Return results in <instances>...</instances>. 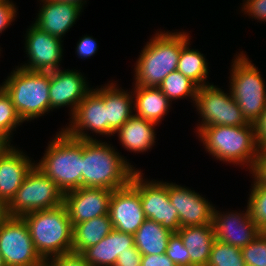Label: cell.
Here are the masks:
<instances>
[{"label":"cell","mask_w":266,"mask_h":266,"mask_svg":"<svg viewBox=\"0 0 266 266\" xmlns=\"http://www.w3.org/2000/svg\"><path fill=\"white\" fill-rule=\"evenodd\" d=\"M44 156L35 166L65 193L82 187V140L69 136L62 128L49 142Z\"/></svg>","instance_id":"5"},{"label":"cell","mask_w":266,"mask_h":266,"mask_svg":"<svg viewBox=\"0 0 266 266\" xmlns=\"http://www.w3.org/2000/svg\"><path fill=\"white\" fill-rule=\"evenodd\" d=\"M0 254L5 266H35L42 260L22 217L8 216L0 224Z\"/></svg>","instance_id":"11"},{"label":"cell","mask_w":266,"mask_h":266,"mask_svg":"<svg viewBox=\"0 0 266 266\" xmlns=\"http://www.w3.org/2000/svg\"><path fill=\"white\" fill-rule=\"evenodd\" d=\"M243 52L232 60L229 92L245 119L254 123L266 107V87L258 67Z\"/></svg>","instance_id":"7"},{"label":"cell","mask_w":266,"mask_h":266,"mask_svg":"<svg viewBox=\"0 0 266 266\" xmlns=\"http://www.w3.org/2000/svg\"><path fill=\"white\" fill-rule=\"evenodd\" d=\"M64 204V192L35 165L7 204L11 217H22L37 210H48Z\"/></svg>","instance_id":"8"},{"label":"cell","mask_w":266,"mask_h":266,"mask_svg":"<svg viewBox=\"0 0 266 266\" xmlns=\"http://www.w3.org/2000/svg\"><path fill=\"white\" fill-rule=\"evenodd\" d=\"M242 11L244 14L266 22V0H243Z\"/></svg>","instance_id":"35"},{"label":"cell","mask_w":266,"mask_h":266,"mask_svg":"<svg viewBox=\"0 0 266 266\" xmlns=\"http://www.w3.org/2000/svg\"><path fill=\"white\" fill-rule=\"evenodd\" d=\"M152 121L133 114L116 132L124 148L130 152L143 153L155 145V126Z\"/></svg>","instance_id":"24"},{"label":"cell","mask_w":266,"mask_h":266,"mask_svg":"<svg viewBox=\"0 0 266 266\" xmlns=\"http://www.w3.org/2000/svg\"><path fill=\"white\" fill-rule=\"evenodd\" d=\"M172 234L160 223L146 219L133 235L134 244L142 255H162Z\"/></svg>","instance_id":"27"},{"label":"cell","mask_w":266,"mask_h":266,"mask_svg":"<svg viewBox=\"0 0 266 266\" xmlns=\"http://www.w3.org/2000/svg\"><path fill=\"white\" fill-rule=\"evenodd\" d=\"M92 36L85 35L84 37L80 38L77 43L76 47V54L79 58H90L93 56L98 49V44Z\"/></svg>","instance_id":"39"},{"label":"cell","mask_w":266,"mask_h":266,"mask_svg":"<svg viewBox=\"0 0 266 266\" xmlns=\"http://www.w3.org/2000/svg\"><path fill=\"white\" fill-rule=\"evenodd\" d=\"M130 184L139 192L146 219L160 223L172 233H177L181 226L176 208L168 197L167 182L143 179L141 170H136Z\"/></svg>","instance_id":"10"},{"label":"cell","mask_w":266,"mask_h":266,"mask_svg":"<svg viewBox=\"0 0 266 266\" xmlns=\"http://www.w3.org/2000/svg\"><path fill=\"white\" fill-rule=\"evenodd\" d=\"M17 7L12 0L0 1V33L4 31L15 20Z\"/></svg>","instance_id":"36"},{"label":"cell","mask_w":266,"mask_h":266,"mask_svg":"<svg viewBox=\"0 0 266 266\" xmlns=\"http://www.w3.org/2000/svg\"><path fill=\"white\" fill-rule=\"evenodd\" d=\"M201 124L197 125L196 132L202 127L211 126H241L248 125L231 93H224L214 84H208L197 89L195 101Z\"/></svg>","instance_id":"9"},{"label":"cell","mask_w":266,"mask_h":266,"mask_svg":"<svg viewBox=\"0 0 266 266\" xmlns=\"http://www.w3.org/2000/svg\"><path fill=\"white\" fill-rule=\"evenodd\" d=\"M7 77L0 86L23 122L50 112V72L29 71L18 65Z\"/></svg>","instance_id":"6"},{"label":"cell","mask_w":266,"mask_h":266,"mask_svg":"<svg viewBox=\"0 0 266 266\" xmlns=\"http://www.w3.org/2000/svg\"><path fill=\"white\" fill-rule=\"evenodd\" d=\"M142 254L135 247L129 248V251L119 254L116 265L118 266H141Z\"/></svg>","instance_id":"41"},{"label":"cell","mask_w":266,"mask_h":266,"mask_svg":"<svg viewBox=\"0 0 266 266\" xmlns=\"http://www.w3.org/2000/svg\"><path fill=\"white\" fill-rule=\"evenodd\" d=\"M52 1H56V2H67V3L77 4L82 9H83L84 4L86 3L85 0H52Z\"/></svg>","instance_id":"45"},{"label":"cell","mask_w":266,"mask_h":266,"mask_svg":"<svg viewBox=\"0 0 266 266\" xmlns=\"http://www.w3.org/2000/svg\"><path fill=\"white\" fill-rule=\"evenodd\" d=\"M206 266H246L241 249L218 240L212 246Z\"/></svg>","instance_id":"30"},{"label":"cell","mask_w":266,"mask_h":266,"mask_svg":"<svg viewBox=\"0 0 266 266\" xmlns=\"http://www.w3.org/2000/svg\"><path fill=\"white\" fill-rule=\"evenodd\" d=\"M0 137H6V136L0 131Z\"/></svg>","instance_id":"48"},{"label":"cell","mask_w":266,"mask_h":266,"mask_svg":"<svg viewBox=\"0 0 266 266\" xmlns=\"http://www.w3.org/2000/svg\"><path fill=\"white\" fill-rule=\"evenodd\" d=\"M42 7L33 23L39 29L60 39L74 26L82 8L77 4L40 0Z\"/></svg>","instance_id":"19"},{"label":"cell","mask_w":266,"mask_h":266,"mask_svg":"<svg viewBox=\"0 0 266 266\" xmlns=\"http://www.w3.org/2000/svg\"><path fill=\"white\" fill-rule=\"evenodd\" d=\"M253 126L256 145L260 150L266 149V107Z\"/></svg>","instance_id":"40"},{"label":"cell","mask_w":266,"mask_h":266,"mask_svg":"<svg viewBox=\"0 0 266 266\" xmlns=\"http://www.w3.org/2000/svg\"><path fill=\"white\" fill-rule=\"evenodd\" d=\"M36 252L42 259L72 252L73 226L66 206L37 210L22 216Z\"/></svg>","instance_id":"4"},{"label":"cell","mask_w":266,"mask_h":266,"mask_svg":"<svg viewBox=\"0 0 266 266\" xmlns=\"http://www.w3.org/2000/svg\"><path fill=\"white\" fill-rule=\"evenodd\" d=\"M35 266H56L50 259H42Z\"/></svg>","instance_id":"46"},{"label":"cell","mask_w":266,"mask_h":266,"mask_svg":"<svg viewBox=\"0 0 266 266\" xmlns=\"http://www.w3.org/2000/svg\"><path fill=\"white\" fill-rule=\"evenodd\" d=\"M117 85L114 81L93 89L103 99L107 108V137L114 136L115 132L134 114L132 91H125Z\"/></svg>","instance_id":"21"},{"label":"cell","mask_w":266,"mask_h":266,"mask_svg":"<svg viewBox=\"0 0 266 266\" xmlns=\"http://www.w3.org/2000/svg\"><path fill=\"white\" fill-rule=\"evenodd\" d=\"M70 119L69 125L62 129L71 137L97 140L87 133L88 130L96 135L107 136V108L103 99L93 89L78 104Z\"/></svg>","instance_id":"13"},{"label":"cell","mask_w":266,"mask_h":266,"mask_svg":"<svg viewBox=\"0 0 266 266\" xmlns=\"http://www.w3.org/2000/svg\"><path fill=\"white\" fill-rule=\"evenodd\" d=\"M28 62L19 67L29 71L51 72L60 69L63 58V40L39 29L33 23L25 35Z\"/></svg>","instance_id":"12"},{"label":"cell","mask_w":266,"mask_h":266,"mask_svg":"<svg viewBox=\"0 0 266 266\" xmlns=\"http://www.w3.org/2000/svg\"><path fill=\"white\" fill-rule=\"evenodd\" d=\"M177 234L190 254V266H206L215 241L212 224L184 226Z\"/></svg>","instance_id":"23"},{"label":"cell","mask_w":266,"mask_h":266,"mask_svg":"<svg viewBox=\"0 0 266 266\" xmlns=\"http://www.w3.org/2000/svg\"><path fill=\"white\" fill-rule=\"evenodd\" d=\"M167 192L181 227L212 224L214 205L203 195L172 182H167Z\"/></svg>","instance_id":"17"},{"label":"cell","mask_w":266,"mask_h":266,"mask_svg":"<svg viewBox=\"0 0 266 266\" xmlns=\"http://www.w3.org/2000/svg\"><path fill=\"white\" fill-rule=\"evenodd\" d=\"M8 217L7 205L0 199V224Z\"/></svg>","instance_id":"44"},{"label":"cell","mask_w":266,"mask_h":266,"mask_svg":"<svg viewBox=\"0 0 266 266\" xmlns=\"http://www.w3.org/2000/svg\"><path fill=\"white\" fill-rule=\"evenodd\" d=\"M132 90L135 115L156 124L161 123L171 105L164 93L158 87L135 86Z\"/></svg>","instance_id":"25"},{"label":"cell","mask_w":266,"mask_h":266,"mask_svg":"<svg viewBox=\"0 0 266 266\" xmlns=\"http://www.w3.org/2000/svg\"><path fill=\"white\" fill-rule=\"evenodd\" d=\"M134 236L113 229L99 243L84 249L80 254L91 266L116 265L119 254L133 247Z\"/></svg>","instance_id":"22"},{"label":"cell","mask_w":266,"mask_h":266,"mask_svg":"<svg viewBox=\"0 0 266 266\" xmlns=\"http://www.w3.org/2000/svg\"><path fill=\"white\" fill-rule=\"evenodd\" d=\"M165 254L176 266H190V254L177 233L170 236Z\"/></svg>","instance_id":"34"},{"label":"cell","mask_w":266,"mask_h":266,"mask_svg":"<svg viewBox=\"0 0 266 266\" xmlns=\"http://www.w3.org/2000/svg\"><path fill=\"white\" fill-rule=\"evenodd\" d=\"M141 266H176L164 253L162 255H142Z\"/></svg>","instance_id":"42"},{"label":"cell","mask_w":266,"mask_h":266,"mask_svg":"<svg viewBox=\"0 0 266 266\" xmlns=\"http://www.w3.org/2000/svg\"><path fill=\"white\" fill-rule=\"evenodd\" d=\"M12 146L0 159V199L7 205L20 188L35 161Z\"/></svg>","instance_id":"20"},{"label":"cell","mask_w":266,"mask_h":266,"mask_svg":"<svg viewBox=\"0 0 266 266\" xmlns=\"http://www.w3.org/2000/svg\"><path fill=\"white\" fill-rule=\"evenodd\" d=\"M134 168L111 144L82 140V187L123 188L138 170Z\"/></svg>","instance_id":"1"},{"label":"cell","mask_w":266,"mask_h":266,"mask_svg":"<svg viewBox=\"0 0 266 266\" xmlns=\"http://www.w3.org/2000/svg\"><path fill=\"white\" fill-rule=\"evenodd\" d=\"M250 173L253 175V184H266V149L259 151Z\"/></svg>","instance_id":"38"},{"label":"cell","mask_w":266,"mask_h":266,"mask_svg":"<svg viewBox=\"0 0 266 266\" xmlns=\"http://www.w3.org/2000/svg\"><path fill=\"white\" fill-rule=\"evenodd\" d=\"M23 121L18 116L11 98L0 86V131L9 139ZM15 129V130H14Z\"/></svg>","instance_id":"31"},{"label":"cell","mask_w":266,"mask_h":266,"mask_svg":"<svg viewBox=\"0 0 266 266\" xmlns=\"http://www.w3.org/2000/svg\"><path fill=\"white\" fill-rule=\"evenodd\" d=\"M0 266H5L4 261L2 259V255L0 254Z\"/></svg>","instance_id":"47"},{"label":"cell","mask_w":266,"mask_h":266,"mask_svg":"<svg viewBox=\"0 0 266 266\" xmlns=\"http://www.w3.org/2000/svg\"><path fill=\"white\" fill-rule=\"evenodd\" d=\"M11 139L8 137H0V159L9 151L13 146L11 144Z\"/></svg>","instance_id":"43"},{"label":"cell","mask_w":266,"mask_h":266,"mask_svg":"<svg viewBox=\"0 0 266 266\" xmlns=\"http://www.w3.org/2000/svg\"><path fill=\"white\" fill-rule=\"evenodd\" d=\"M56 266H91L80 253L69 252L49 258Z\"/></svg>","instance_id":"37"},{"label":"cell","mask_w":266,"mask_h":266,"mask_svg":"<svg viewBox=\"0 0 266 266\" xmlns=\"http://www.w3.org/2000/svg\"><path fill=\"white\" fill-rule=\"evenodd\" d=\"M190 41L181 49L177 70L188 77L198 87L211 84L208 81V63L197 49L190 48Z\"/></svg>","instance_id":"28"},{"label":"cell","mask_w":266,"mask_h":266,"mask_svg":"<svg viewBox=\"0 0 266 266\" xmlns=\"http://www.w3.org/2000/svg\"><path fill=\"white\" fill-rule=\"evenodd\" d=\"M113 190L95 187H81L64 193L72 226L84 221L109 215V203Z\"/></svg>","instance_id":"15"},{"label":"cell","mask_w":266,"mask_h":266,"mask_svg":"<svg viewBox=\"0 0 266 266\" xmlns=\"http://www.w3.org/2000/svg\"><path fill=\"white\" fill-rule=\"evenodd\" d=\"M108 214L113 229L132 235L146 220L139 192L130 183L113 190Z\"/></svg>","instance_id":"16"},{"label":"cell","mask_w":266,"mask_h":266,"mask_svg":"<svg viewBox=\"0 0 266 266\" xmlns=\"http://www.w3.org/2000/svg\"><path fill=\"white\" fill-rule=\"evenodd\" d=\"M246 266H266V232L241 249Z\"/></svg>","instance_id":"33"},{"label":"cell","mask_w":266,"mask_h":266,"mask_svg":"<svg viewBox=\"0 0 266 266\" xmlns=\"http://www.w3.org/2000/svg\"><path fill=\"white\" fill-rule=\"evenodd\" d=\"M252 189L247 202L252 220L266 232V184H251Z\"/></svg>","instance_id":"32"},{"label":"cell","mask_w":266,"mask_h":266,"mask_svg":"<svg viewBox=\"0 0 266 266\" xmlns=\"http://www.w3.org/2000/svg\"><path fill=\"white\" fill-rule=\"evenodd\" d=\"M196 134L206 151L228 164L252 170L260 149L256 145L253 123L241 126L202 127Z\"/></svg>","instance_id":"3"},{"label":"cell","mask_w":266,"mask_h":266,"mask_svg":"<svg viewBox=\"0 0 266 266\" xmlns=\"http://www.w3.org/2000/svg\"><path fill=\"white\" fill-rule=\"evenodd\" d=\"M245 210L224 213L214 207L212 226L215 240L242 249L259 236L262 230L252 220L248 204Z\"/></svg>","instance_id":"14"},{"label":"cell","mask_w":266,"mask_h":266,"mask_svg":"<svg viewBox=\"0 0 266 266\" xmlns=\"http://www.w3.org/2000/svg\"><path fill=\"white\" fill-rule=\"evenodd\" d=\"M113 230L109 215L96 217L73 226L72 252L81 253L84 249L99 243Z\"/></svg>","instance_id":"26"},{"label":"cell","mask_w":266,"mask_h":266,"mask_svg":"<svg viewBox=\"0 0 266 266\" xmlns=\"http://www.w3.org/2000/svg\"><path fill=\"white\" fill-rule=\"evenodd\" d=\"M164 95L172 102V100L191 97L195 101L198 86L185 77L178 70L169 73L158 87Z\"/></svg>","instance_id":"29"},{"label":"cell","mask_w":266,"mask_h":266,"mask_svg":"<svg viewBox=\"0 0 266 266\" xmlns=\"http://www.w3.org/2000/svg\"><path fill=\"white\" fill-rule=\"evenodd\" d=\"M78 70L57 69L50 72V110L70 107L72 116L78 104L92 90Z\"/></svg>","instance_id":"18"},{"label":"cell","mask_w":266,"mask_h":266,"mask_svg":"<svg viewBox=\"0 0 266 266\" xmlns=\"http://www.w3.org/2000/svg\"><path fill=\"white\" fill-rule=\"evenodd\" d=\"M190 41L186 32L159 31L146 43L135 63V86L159 87L176 71L181 49Z\"/></svg>","instance_id":"2"}]
</instances>
